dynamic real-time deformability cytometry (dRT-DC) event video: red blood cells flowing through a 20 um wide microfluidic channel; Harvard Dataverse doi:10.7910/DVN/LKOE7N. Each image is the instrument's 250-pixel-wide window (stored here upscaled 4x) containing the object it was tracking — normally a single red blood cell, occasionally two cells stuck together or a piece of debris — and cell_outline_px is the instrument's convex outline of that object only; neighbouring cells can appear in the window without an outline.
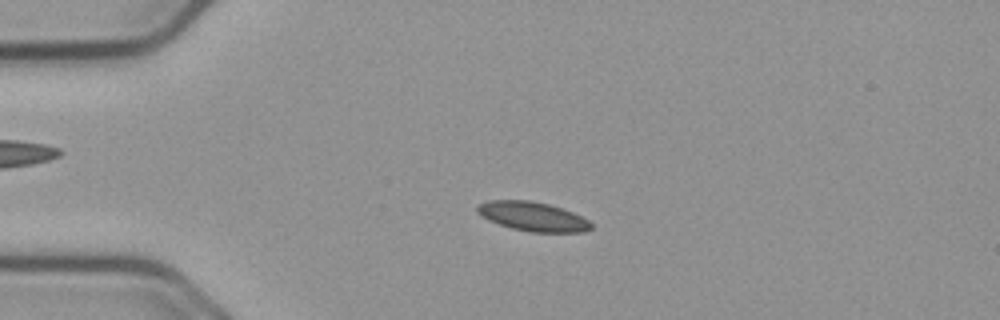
{"species": "common noctule bat (a hibernating species)", "species_latin": "Nyctalus noctula", "temperature_condition": "cold", "stored_images_in_passage": 55, "camera_frame_rate_fps": 3000, "um_per_image_px": 0.085, "animal": {"sex": "male", "body_mass_g": 23.1, "forearm_length_mm": 52.7}, "frame": {"image": 1, "passage_image": 13, "time_ms": 4.0, "image_size_px": [1000, 320], "cell_outline_px": [[592, 228], [584, 232], [528, 232], [512, 228], [488, 220], [480, 216], [476, 212], [476, 208], [480, 204], [488, 200], [528, 200], [548, 204], [572, 212], [588, 220], [592, 224]], "centroid_in_image_um": [45.26, 18.4], "position_along_channel_um": 39.7, "area_um2": 19.31}}
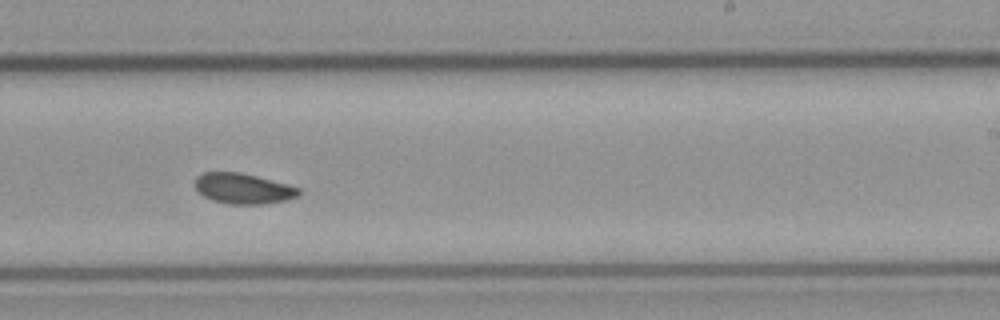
{"frame": {"image": 2, "passage_image": 34, "time_ms": 11.0, "image_size_px": [1000, 320], "cell_outline_px": [[300, 196], [288, 200], [264, 204], [228, 204], [212, 200], [204, 196], [196, 188], [196, 176], [204, 172], [240, 172], [288, 184], [300, 188]], "centroid_in_image_um": [20.71, 16.03], "position_along_channel_um": 268.3, "area_um2": 18.5}}
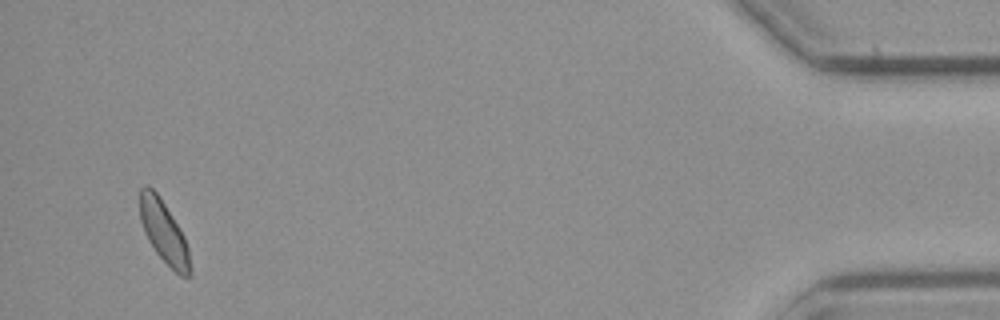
{"frame": {"image": 3, "passage_image": 53, "time_ms": 17.333, "image_size_px": [1000, 320], "cell_outline_px": [[192, 276], [180, 276], [156, 252], [148, 240], [144, 232], [140, 220], [140, 188], [144, 184], [148, 184], [160, 196], [180, 228], [184, 236], [188, 248], [192, 268]], "centroid_in_image_um": [13.93, 19.7], "position_along_channel_um": 421.3, "area_um2": 18.32}, "authors_computed_cell_mechanics": {"area_um2": 18.496, "velocity_mm_per_s": 3.7092, "shape_relaxation_time_tau1_ms": 6.8774, "shape_relaxation_time_tau2_ms": 5.9825, "deformation_change_tau1": 0.0783, "deformation_change_tau2": 0.075}}